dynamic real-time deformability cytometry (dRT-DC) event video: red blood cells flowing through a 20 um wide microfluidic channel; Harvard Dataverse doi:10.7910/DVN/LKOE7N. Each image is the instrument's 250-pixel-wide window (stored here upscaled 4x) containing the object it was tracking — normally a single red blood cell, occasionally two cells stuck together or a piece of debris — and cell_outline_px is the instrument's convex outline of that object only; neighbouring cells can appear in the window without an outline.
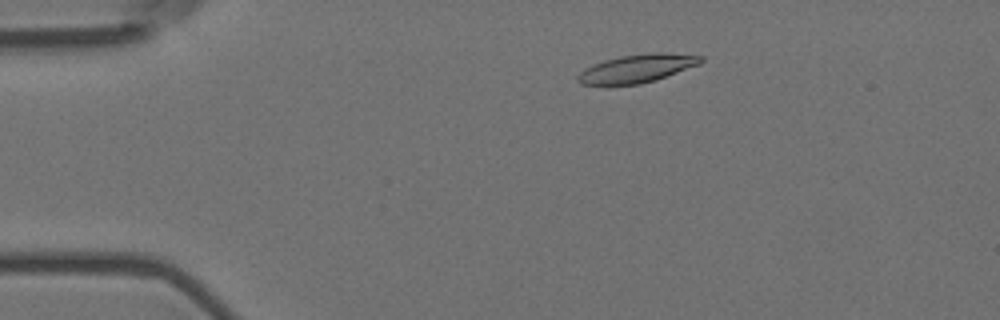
{"species": "Egyptian fruit bat (a non-hibernating species)", "species_latin": "Rousettus aegyptiacus", "temperature_condition": "room temperature", "stored_images_in_passage": 10, "camera_frame_rate_fps": 3000, "um_per_image_px": 0.085, "animal": {"sex": "female"}, "frame": {"image": 1, "passage_image": 3, "time_ms": 0.667, "image_size_px": [1000, 320], "cell_outline_px": [[704, 60], [700, 64], [656, 80], [640, 84], [604, 88], [580, 84], [576, 80], [576, 76], [584, 68], [592, 64], [604, 60], [620, 56], [648, 52], [664, 52], [704, 56]], "centroid_in_image_um": [54.06, 5.86], "position_along_channel_um": 30.9, "area_um2": 21.21}}
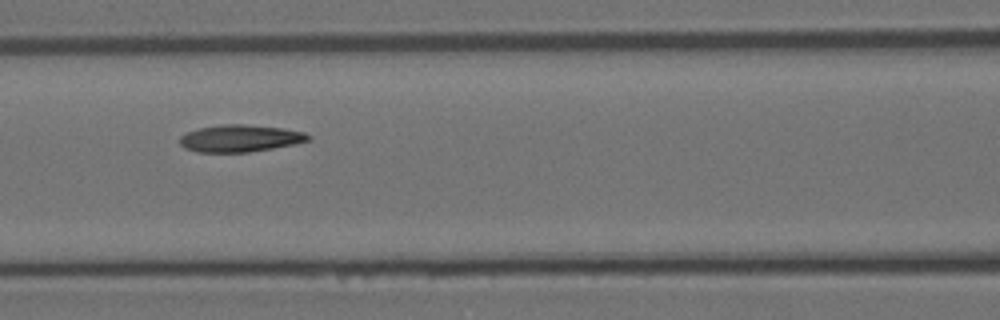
{"frame": {"image": 2, "passage_image": 7, "time_ms": 2.0, "image_size_px": [1000, 320], "cell_outline_px": [[312, 136], [308, 140], [292, 144], [272, 148], [248, 152], [196, 152], [184, 148], [180, 144], [180, 136], [188, 132], [200, 128], [224, 124], [244, 124], [284, 128], [304, 132]], "centroid_in_image_um": [20.39, 11.76], "position_along_channel_um": 146.2, "area_um2": 20.11}}
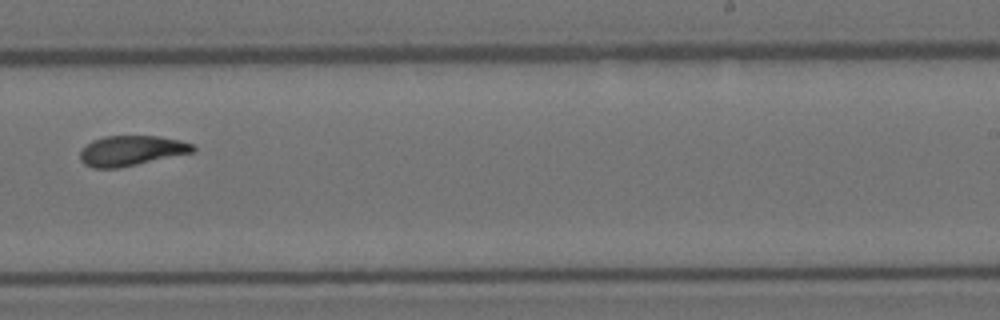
{"frame": {"image": 3, "passage_image": 10, "time_ms": 3.0, "image_size_px": [1000, 320], "cell_outline_px": [[196, 152], [120, 168], [92, 168], [84, 164], [80, 160], [80, 152], [92, 140], [104, 136], [160, 136], [180, 140], [192, 144], [196, 148]], "centroid_in_image_um": [11.19, 12.81], "position_along_channel_um": 277.8, "area_um2": 20.0}}